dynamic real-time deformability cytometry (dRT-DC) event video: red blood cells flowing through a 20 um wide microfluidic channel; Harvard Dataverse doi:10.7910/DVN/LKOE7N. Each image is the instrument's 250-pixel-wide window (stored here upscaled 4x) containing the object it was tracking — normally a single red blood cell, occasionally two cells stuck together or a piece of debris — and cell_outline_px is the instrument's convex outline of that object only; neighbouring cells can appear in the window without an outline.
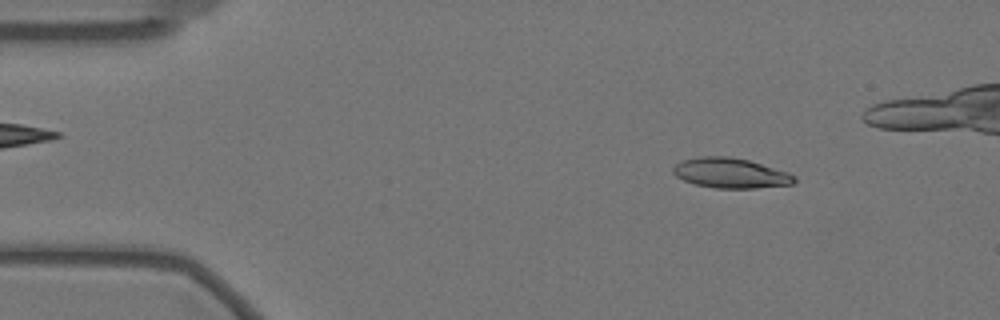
{"species": "Egyptian fruit bat (a non-hibernating species)", "species_latin": "Rousettus aegyptiacus", "temperature_condition": "warm", "stored_images_in_passage": 50, "camera_frame_rate_fps": 3000, "um_per_image_px": 0.085, "animal": {"sex": "female"}, "frame": {"image": 1, "passage_image": 7, "time_ms": 2.0, "image_size_px": [1000, 320], "cell_outline_px": [[796, 180], [792, 184], [756, 188], [716, 188], [696, 184], [684, 180], [676, 176], [672, 172], [672, 168], [676, 164], [684, 160], [700, 156], [728, 156], [748, 160], [788, 172], [796, 176]], "centroid_in_image_um": [62.1, 14.71], "position_along_channel_um": 22.9, "area_um2": 21.1}}
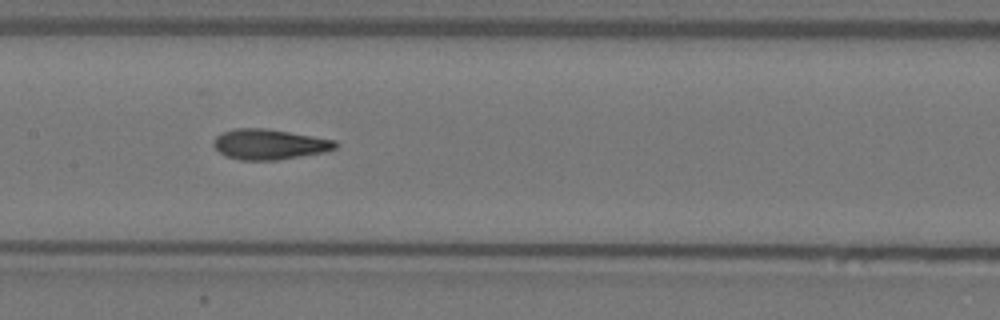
{"frame": {"image": 2, "passage_image": 27, "time_ms": 8.667, "image_size_px": [1000, 320], "cell_outline_px": [[340, 144], [336, 148], [324, 152], [276, 160], [240, 160], [228, 156], [220, 152], [212, 144], [212, 140], [216, 136], [232, 128], [268, 128], [336, 140]], "centroid_in_image_um": [22.91, 12.25], "position_along_channel_um": 184.5, "area_um2": 21.62}}
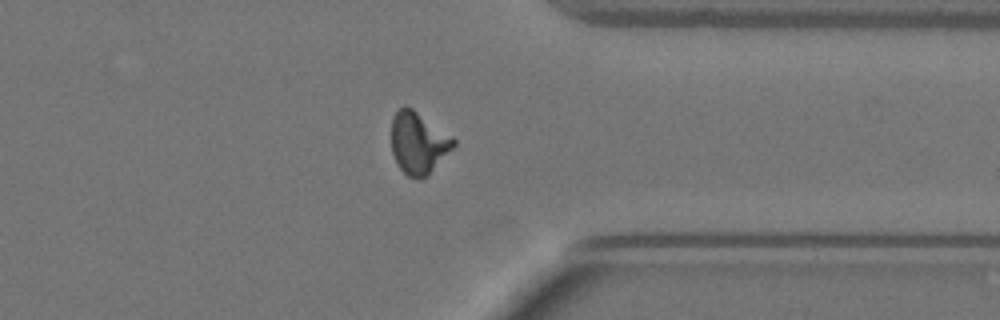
{"frame": {"image": 3, "passage_image": 44, "time_ms": 14.333, "image_size_px": [1000, 320], "cell_outline_px": [[456, 144], [420, 180], [408, 176], [400, 168], [392, 152], [392, 116], [404, 104], [412, 108], [456, 140]], "centroid_in_image_um": [35.52, 12.11], "position_along_channel_um": 375.9, "area_um2": 21.68}, "authors_computed_cell_mechanics": {"area_um2": 21.3282, "velocity_mm_per_s": 3.4901, "shape_relaxation_time_tau1_ms": null, "shape_relaxation_time_tau2_ms": 1.6773, "deformation_change_tau1": null, "deformation_change_tau2": 0.0913}}